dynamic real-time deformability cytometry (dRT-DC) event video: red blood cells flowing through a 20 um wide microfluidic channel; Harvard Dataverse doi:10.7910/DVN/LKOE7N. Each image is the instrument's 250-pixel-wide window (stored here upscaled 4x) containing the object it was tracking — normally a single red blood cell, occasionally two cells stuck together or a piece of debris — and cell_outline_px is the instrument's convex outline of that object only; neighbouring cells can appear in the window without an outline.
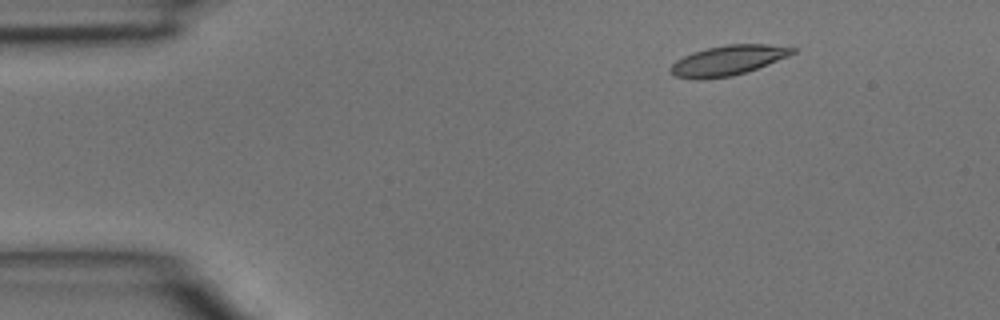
{"species": "common noctule bat (a hibernating species)", "species_latin": "Nyctalus noctula", "temperature_condition": "room temperature", "stored_images_in_passage": 5, "camera_frame_rate_fps": 3000, "um_per_image_px": 0.085, "animal": {"sex": "male", "body_mass_g": 15.6}, "frame": {"image": 1, "passage_image": 2, "time_ms": 0.333, "image_size_px": [1000, 320], "cell_outline_px": [[796, 52], [788, 56], [756, 68], [732, 76], [700, 80], [676, 76], [668, 72], [668, 68], [676, 60], [692, 52], [708, 48], [728, 44], [768, 44], [796, 48]], "centroid_in_image_um": [61.83, 5.13], "position_along_channel_um": 23.2, "area_um2": 21.15}}
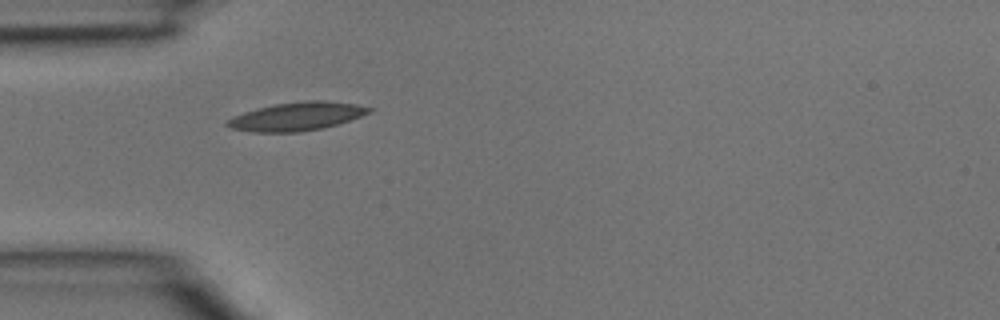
{"frame": {"image": 2, "passage_image": 4, "time_ms": 1.0, "image_size_px": [1000, 320], "cell_outline_px": [[372, 112], [324, 128], [300, 132], [252, 132], [232, 128], [224, 124], [232, 116], [244, 112], [276, 104], [308, 100], [324, 100], [356, 104], [372, 108]], "centroid_in_image_um": [25.23, 9.9], "position_along_channel_um": 59.8, "area_um2": 23.24}}